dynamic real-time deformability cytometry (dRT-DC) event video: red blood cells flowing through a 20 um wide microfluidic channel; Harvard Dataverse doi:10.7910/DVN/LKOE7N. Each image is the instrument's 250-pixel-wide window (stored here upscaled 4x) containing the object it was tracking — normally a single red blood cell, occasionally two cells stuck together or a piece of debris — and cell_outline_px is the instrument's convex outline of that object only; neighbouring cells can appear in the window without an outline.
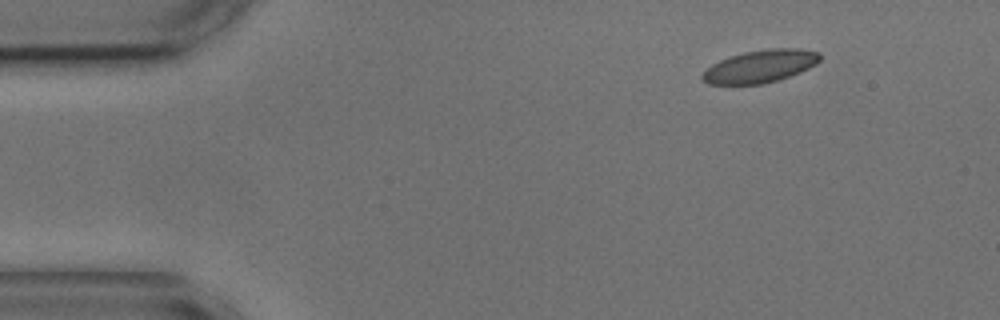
{"species": "common noctule bat (a hibernating species)", "species_latin": "Nyctalus noctula", "temperature_condition": "cold", "stored_images_in_passage": 50, "camera_frame_rate_fps": 3000, "um_per_image_px": 0.085, "animal": {"sex": "male", "body_mass_g": 17.9, "forearm_length_mm": 54.2}, "frame": {"image": 1, "passage_image": 1, "time_ms": 0.0, "image_size_px": [1000, 320], "cell_outline_px": [[820, 60], [816, 64], [800, 72], [764, 84], [708, 84], [700, 80], [700, 76], [712, 64], [728, 56], [744, 52], [768, 48], [800, 48], [820, 52]], "centroid_in_image_um": [64.61, 5.62], "position_along_channel_um": 20.4, "area_um2": 22.43}}
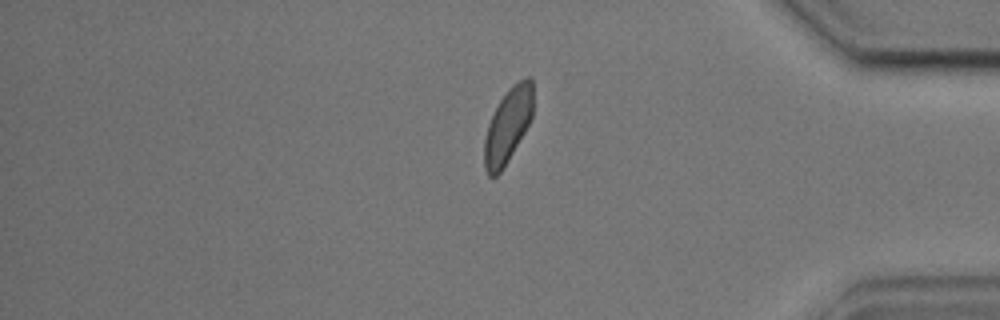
{"frame": {"image": 2, "passage_image": 41, "time_ms": 13.333, "image_size_px": [1000, 320], "cell_outline_px": [[532, 116], [524, 132], [504, 168], [496, 176], [488, 176], [484, 168], [484, 140], [488, 124], [500, 100], [508, 88], [512, 84], [528, 76], [532, 76]], "centroid_in_image_um": [43.15, 10.67], "position_along_channel_um": 392.0, "area_um2": 21.04}}
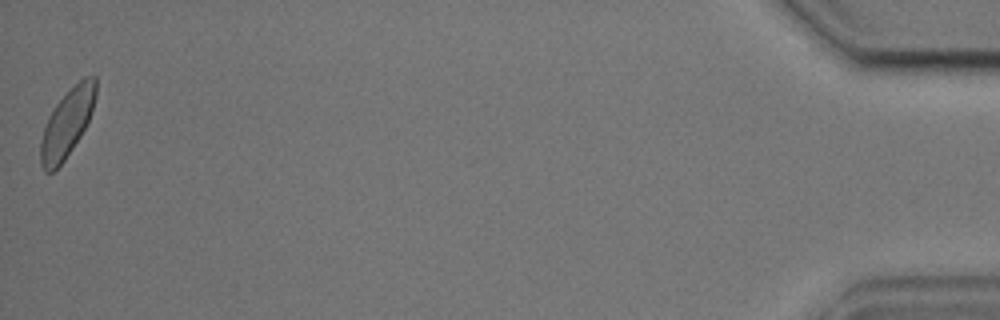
{"frame": {"image": 3, "passage_image": 50, "time_ms": 16.333, "image_size_px": [1000, 320], "cell_outline_px": [[96, 96], [88, 120], [80, 136], [64, 160], [52, 172], [44, 172], [40, 164], [40, 140], [48, 116], [56, 104], [84, 76], [96, 76]], "centroid_in_image_um": [5.68, 10.49], "position_along_channel_um": 429.5, "area_um2": 21.39}, "authors_computed_cell_mechanics": {"area_um2": 21.9929, "velocity_mm_per_s": 3.5555, "shape_relaxation_time_tau1_ms": 3.799, "shape_relaxation_time_tau2_ms": 2.8243, "deformation_change_tau1": 0.0694, "deformation_change_tau2": 0.0554}}